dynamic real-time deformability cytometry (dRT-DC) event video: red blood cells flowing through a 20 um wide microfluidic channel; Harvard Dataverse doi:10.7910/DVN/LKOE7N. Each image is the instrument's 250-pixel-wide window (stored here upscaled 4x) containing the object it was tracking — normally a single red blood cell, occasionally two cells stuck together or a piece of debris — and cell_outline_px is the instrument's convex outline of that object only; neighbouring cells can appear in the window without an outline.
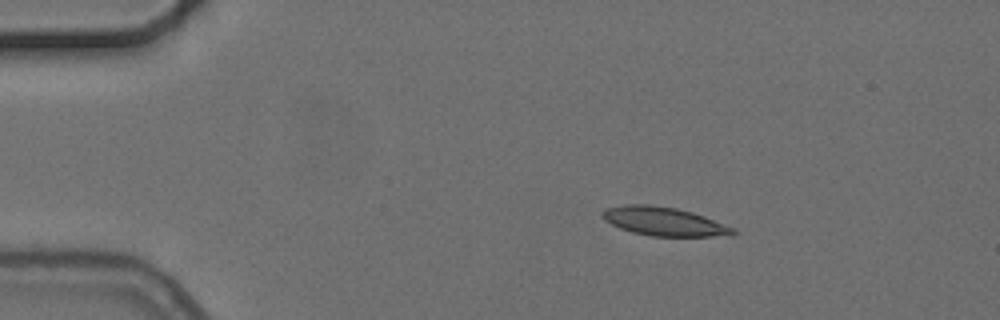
{"species": "common noctule bat (a hibernating species)", "species_latin": "Nyctalus noctula", "temperature_condition": "cold", "stored_images_in_passage": 4, "camera_frame_rate_fps": 3000, "um_per_image_px": 0.085, "animal": {"sex": "female", "body_mass_g": 24.6, "forearm_length_mm": 56.2}, "frame": {"image": 1, "passage_image": 1, "time_ms": 0.0, "image_size_px": [1000, 320], "cell_outline_px": [[736, 232], [732, 236], [652, 236], [632, 232], [620, 228], [604, 220], [600, 216], [600, 212], [608, 208], [624, 204], [648, 204], [676, 208], [692, 212], [704, 216], [736, 228]], "centroid_in_image_um": [56.45, 18.82], "position_along_channel_um": 28.6, "area_um2": 21.96}}
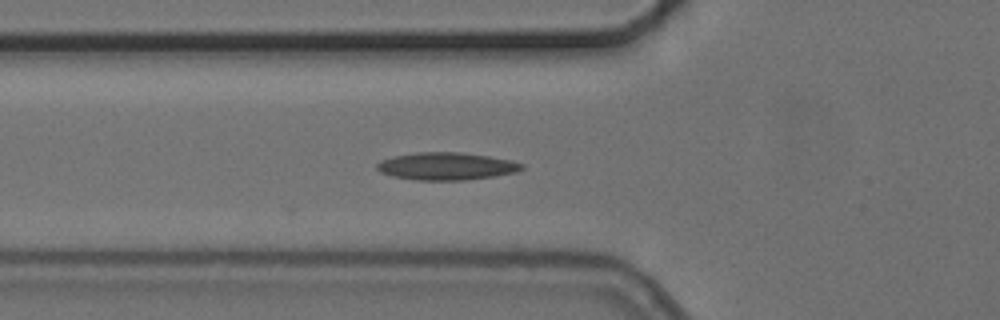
{"frame": {"image": 2, "passage_image": 4, "time_ms": 3.333, "image_size_px": [1000, 320], "cell_outline_px": [[524, 168], [516, 172], [492, 176], [464, 180], [416, 180], [392, 176], [380, 172], [376, 168], [376, 164], [380, 160], [396, 156], [416, 152], [460, 152], [488, 156], [512, 160], [524, 164]], "centroid_in_image_um": [37.94, 14.12], "position_along_channel_um": 87.9, "area_um2": 23.18}}